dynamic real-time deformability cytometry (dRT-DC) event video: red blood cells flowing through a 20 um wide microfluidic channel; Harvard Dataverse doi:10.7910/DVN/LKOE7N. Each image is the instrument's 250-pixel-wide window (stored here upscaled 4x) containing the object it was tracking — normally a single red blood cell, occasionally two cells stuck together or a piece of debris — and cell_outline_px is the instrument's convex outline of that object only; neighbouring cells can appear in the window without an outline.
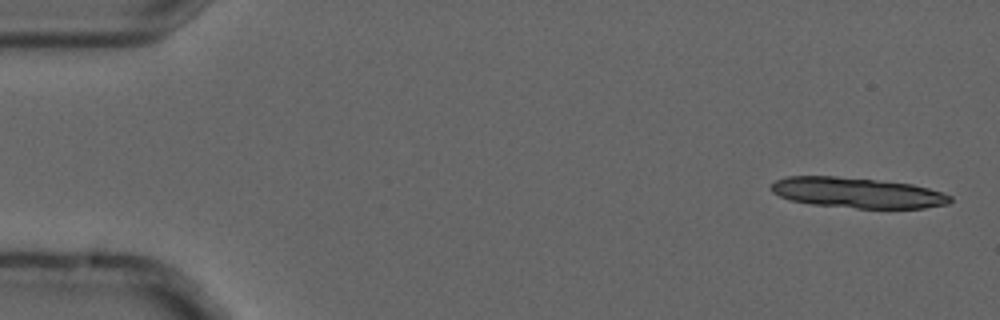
{"species": "common noctule bat (a hibernating species)", "species_latin": "Nyctalus noctula", "temperature_condition": "cold", "stored_images_in_passage": 5, "camera_frame_rate_fps": 3000, "um_per_image_px": 0.085, "animal": {"sex": "male", "forearm_length_mm": 52.5}, "frame": {"image": 1, "passage_image": 1, "time_ms": 0.0, "image_size_px": [1000, 320], "cell_outline_px": [[952, 200], [948, 204], [924, 208], [856, 208], [812, 204], [792, 200], [780, 196], [772, 192], [772, 184], [776, 180], [788, 176], [836, 176], [912, 184], [928, 188], [952, 196]], "centroid_in_image_um": [72.89, 16.38], "position_along_channel_um": 12.1, "area_um2": 31.44}}